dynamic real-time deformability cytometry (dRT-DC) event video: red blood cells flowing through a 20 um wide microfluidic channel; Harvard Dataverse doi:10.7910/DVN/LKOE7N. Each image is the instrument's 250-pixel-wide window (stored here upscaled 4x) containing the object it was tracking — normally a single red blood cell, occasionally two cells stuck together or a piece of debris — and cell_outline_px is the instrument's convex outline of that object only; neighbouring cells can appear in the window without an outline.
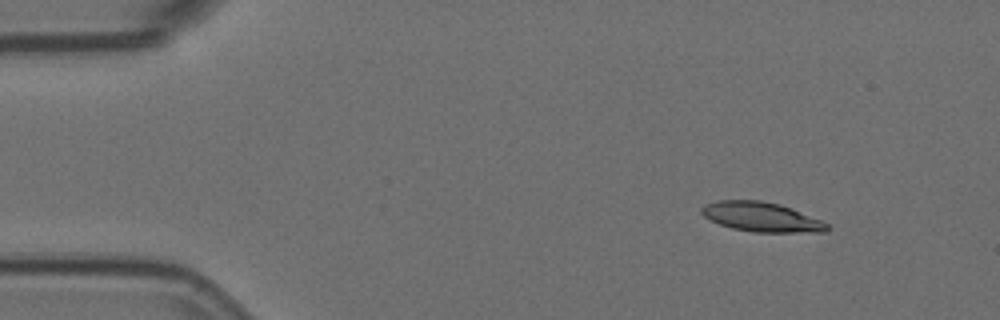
{"species": "Egyptian fruit bat (a non-hibernating species)", "species_latin": "Rousettus aegyptiacus", "temperature_condition": "room temperature", "stored_images_in_passage": 4, "camera_frame_rate_fps": 3000, "um_per_image_px": 0.085, "animal": {"sex": "female"}, "frame": {"image": 1, "passage_image": 2, "time_ms": 0.333, "image_size_px": [1000, 320], "cell_outline_px": [[828, 228], [824, 232], [752, 232], [732, 228], [708, 220], [700, 212], [700, 208], [704, 204], [716, 200], [760, 200], [780, 204], [792, 208], [820, 220], [828, 224]], "centroid_in_image_um": [64.66, 18.43], "position_along_channel_um": 20.3, "area_um2": 21.68}}
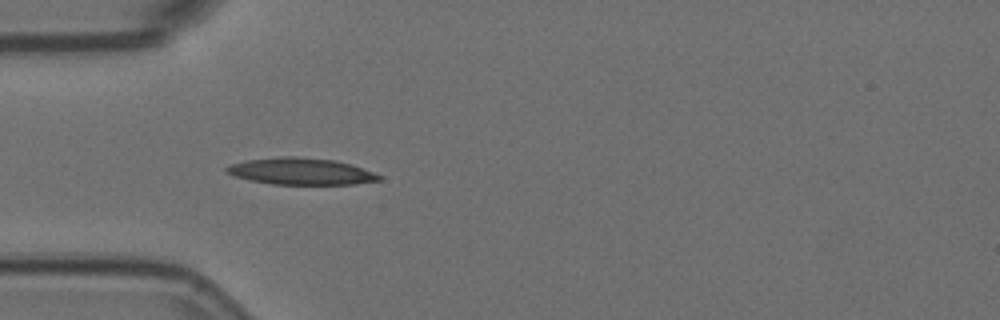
{"frame": {"image": 2, "passage_image": 4, "time_ms": 1.0, "image_size_px": [1000, 320], "cell_outline_px": [[384, 176], [380, 180], [356, 184], [272, 184], [252, 180], [236, 176], [224, 172], [224, 168], [232, 164], [248, 160], [280, 156], [296, 156], [336, 160], [352, 164]], "centroid_in_image_um": [25.62, 14.56], "position_along_channel_um": 59.4, "area_um2": 23.76}}